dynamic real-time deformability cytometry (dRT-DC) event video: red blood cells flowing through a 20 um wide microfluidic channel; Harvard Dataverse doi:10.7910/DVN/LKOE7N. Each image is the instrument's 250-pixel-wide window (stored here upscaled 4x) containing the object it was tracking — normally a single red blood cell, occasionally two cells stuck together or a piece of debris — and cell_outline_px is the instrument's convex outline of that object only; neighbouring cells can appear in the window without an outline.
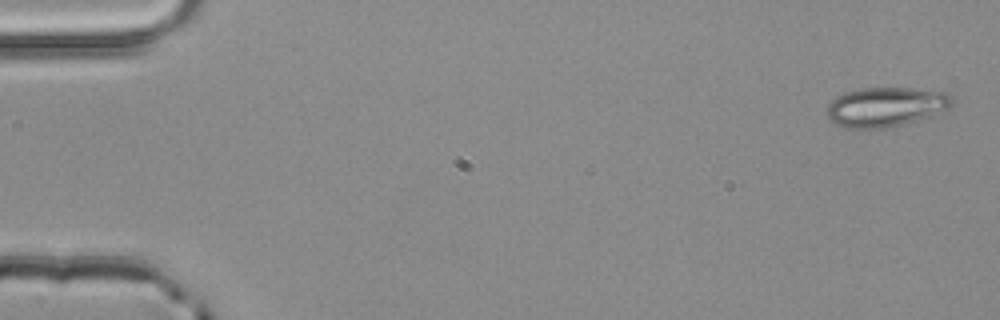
{"species": "common noctule bat (a hibernating species)", "species_latin": "Nyctalus noctula", "temperature_condition": "room temperature", "stored_images_in_passage": 3, "camera_frame_rate_fps": 3000, "um_per_image_px": 0.085, "animal": {"sex": "male", "body_mass_g": 20.4}, "frame": {"image": 1, "passage_image": 1, "time_ms": 0.0, "image_size_px": [1000, 320], "cell_outline_px": [[952, 104], [948, 108], [932, 116], [920, 120], [884, 128], [856, 132], [844, 128], [836, 124], [828, 116], [828, 104], [836, 96], [844, 92], [860, 88], [912, 88], [948, 92], [952, 96]], "centroid_in_image_um": [75.27, 9.11], "position_along_channel_um": 9.7, "area_um2": 29.48}}